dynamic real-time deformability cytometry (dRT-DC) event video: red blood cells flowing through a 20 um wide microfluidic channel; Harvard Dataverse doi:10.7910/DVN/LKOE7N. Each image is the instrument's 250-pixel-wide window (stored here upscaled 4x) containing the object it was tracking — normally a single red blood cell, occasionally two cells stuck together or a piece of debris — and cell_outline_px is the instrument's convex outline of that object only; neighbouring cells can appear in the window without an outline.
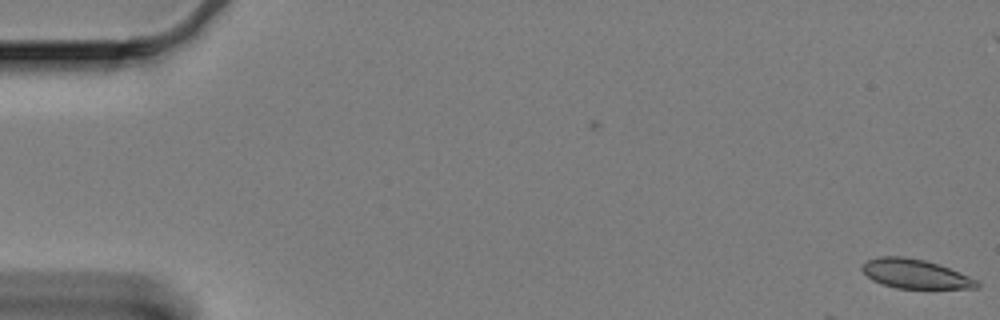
{"species": "Egyptian fruit bat (a non-hibernating species)", "species_latin": "Rousettus aegyptiacus", "temperature_condition": "cold", "stored_images_in_passage": 2, "camera_frame_rate_fps": 3000, "um_per_image_px": 0.085, "animal": {"sex": "female"}, "frame": {"image": 1, "passage_image": 2, "time_ms": 0.333, "image_size_px": [1000, 320], "cell_outline_px": [[980, 288], [896, 288], [880, 284], [872, 280], [860, 268], [868, 260], [880, 256], [904, 256], [924, 260], [948, 268], [980, 280]], "centroid_in_image_um": [77.81, 23.29], "position_along_channel_um": 7.2, "area_um2": 19.48}}